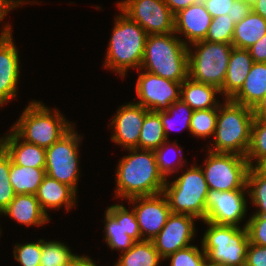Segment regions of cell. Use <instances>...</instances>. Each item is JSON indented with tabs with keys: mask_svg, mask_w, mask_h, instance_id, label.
Here are the masks:
<instances>
[{
	"mask_svg": "<svg viewBox=\"0 0 266 266\" xmlns=\"http://www.w3.org/2000/svg\"><path fill=\"white\" fill-rule=\"evenodd\" d=\"M77 256L64 243L42 239L40 266H72Z\"/></svg>",
	"mask_w": 266,
	"mask_h": 266,
	"instance_id": "obj_33",
	"label": "cell"
},
{
	"mask_svg": "<svg viewBox=\"0 0 266 266\" xmlns=\"http://www.w3.org/2000/svg\"><path fill=\"white\" fill-rule=\"evenodd\" d=\"M245 266H266V246L250 243Z\"/></svg>",
	"mask_w": 266,
	"mask_h": 266,
	"instance_id": "obj_43",
	"label": "cell"
},
{
	"mask_svg": "<svg viewBox=\"0 0 266 266\" xmlns=\"http://www.w3.org/2000/svg\"><path fill=\"white\" fill-rule=\"evenodd\" d=\"M94 260L89 256H80L78 255L74 260L72 266H97Z\"/></svg>",
	"mask_w": 266,
	"mask_h": 266,
	"instance_id": "obj_50",
	"label": "cell"
},
{
	"mask_svg": "<svg viewBox=\"0 0 266 266\" xmlns=\"http://www.w3.org/2000/svg\"><path fill=\"white\" fill-rule=\"evenodd\" d=\"M69 122L58 109L53 112L42 102L30 101L11 129L22 140L46 149L74 126Z\"/></svg>",
	"mask_w": 266,
	"mask_h": 266,
	"instance_id": "obj_5",
	"label": "cell"
},
{
	"mask_svg": "<svg viewBox=\"0 0 266 266\" xmlns=\"http://www.w3.org/2000/svg\"><path fill=\"white\" fill-rule=\"evenodd\" d=\"M196 217L188 214L171 213L166 224L151 241L159 256L164 260L177 250L191 246L195 237Z\"/></svg>",
	"mask_w": 266,
	"mask_h": 266,
	"instance_id": "obj_14",
	"label": "cell"
},
{
	"mask_svg": "<svg viewBox=\"0 0 266 266\" xmlns=\"http://www.w3.org/2000/svg\"><path fill=\"white\" fill-rule=\"evenodd\" d=\"M212 18L220 15H231L232 3L235 0H201Z\"/></svg>",
	"mask_w": 266,
	"mask_h": 266,
	"instance_id": "obj_42",
	"label": "cell"
},
{
	"mask_svg": "<svg viewBox=\"0 0 266 266\" xmlns=\"http://www.w3.org/2000/svg\"><path fill=\"white\" fill-rule=\"evenodd\" d=\"M254 61L248 49L233 47L227 66V73L220 94L231 99L242 87Z\"/></svg>",
	"mask_w": 266,
	"mask_h": 266,
	"instance_id": "obj_22",
	"label": "cell"
},
{
	"mask_svg": "<svg viewBox=\"0 0 266 266\" xmlns=\"http://www.w3.org/2000/svg\"><path fill=\"white\" fill-rule=\"evenodd\" d=\"M140 69L183 82L188 77V46L175 33L147 35Z\"/></svg>",
	"mask_w": 266,
	"mask_h": 266,
	"instance_id": "obj_2",
	"label": "cell"
},
{
	"mask_svg": "<svg viewBox=\"0 0 266 266\" xmlns=\"http://www.w3.org/2000/svg\"><path fill=\"white\" fill-rule=\"evenodd\" d=\"M0 146L16 165L32 168H45V148L22 140L12 129L5 137L0 138Z\"/></svg>",
	"mask_w": 266,
	"mask_h": 266,
	"instance_id": "obj_19",
	"label": "cell"
},
{
	"mask_svg": "<svg viewBox=\"0 0 266 266\" xmlns=\"http://www.w3.org/2000/svg\"><path fill=\"white\" fill-rule=\"evenodd\" d=\"M254 62L266 63V34L248 48Z\"/></svg>",
	"mask_w": 266,
	"mask_h": 266,
	"instance_id": "obj_45",
	"label": "cell"
},
{
	"mask_svg": "<svg viewBox=\"0 0 266 266\" xmlns=\"http://www.w3.org/2000/svg\"><path fill=\"white\" fill-rule=\"evenodd\" d=\"M204 160V173L208 189L232 191L247 189L249 163L246 157L232 153H217L208 150Z\"/></svg>",
	"mask_w": 266,
	"mask_h": 266,
	"instance_id": "obj_9",
	"label": "cell"
},
{
	"mask_svg": "<svg viewBox=\"0 0 266 266\" xmlns=\"http://www.w3.org/2000/svg\"><path fill=\"white\" fill-rule=\"evenodd\" d=\"M245 157L250 167H263L266 164V119H254L250 146Z\"/></svg>",
	"mask_w": 266,
	"mask_h": 266,
	"instance_id": "obj_32",
	"label": "cell"
},
{
	"mask_svg": "<svg viewBox=\"0 0 266 266\" xmlns=\"http://www.w3.org/2000/svg\"><path fill=\"white\" fill-rule=\"evenodd\" d=\"M117 7L147 35L174 33V14L165 0H122Z\"/></svg>",
	"mask_w": 266,
	"mask_h": 266,
	"instance_id": "obj_11",
	"label": "cell"
},
{
	"mask_svg": "<svg viewBox=\"0 0 266 266\" xmlns=\"http://www.w3.org/2000/svg\"><path fill=\"white\" fill-rule=\"evenodd\" d=\"M76 192L67 184L58 182L49 176H45L40 184L36 195L43 211L48 215L47 209H61L64 205L68 212L76 206Z\"/></svg>",
	"mask_w": 266,
	"mask_h": 266,
	"instance_id": "obj_20",
	"label": "cell"
},
{
	"mask_svg": "<svg viewBox=\"0 0 266 266\" xmlns=\"http://www.w3.org/2000/svg\"><path fill=\"white\" fill-rule=\"evenodd\" d=\"M182 82H175L149 72H139L136 81V103L152 112L167 111L171 104L180 100Z\"/></svg>",
	"mask_w": 266,
	"mask_h": 266,
	"instance_id": "obj_12",
	"label": "cell"
},
{
	"mask_svg": "<svg viewBox=\"0 0 266 266\" xmlns=\"http://www.w3.org/2000/svg\"><path fill=\"white\" fill-rule=\"evenodd\" d=\"M252 11V5L245 0H235L232 3L231 19L235 24L239 23L244 17L248 16Z\"/></svg>",
	"mask_w": 266,
	"mask_h": 266,
	"instance_id": "obj_44",
	"label": "cell"
},
{
	"mask_svg": "<svg viewBox=\"0 0 266 266\" xmlns=\"http://www.w3.org/2000/svg\"><path fill=\"white\" fill-rule=\"evenodd\" d=\"M253 121L252 108L225 99L224 104L218 107L214 142L209 151L245 157L250 146Z\"/></svg>",
	"mask_w": 266,
	"mask_h": 266,
	"instance_id": "obj_4",
	"label": "cell"
},
{
	"mask_svg": "<svg viewBox=\"0 0 266 266\" xmlns=\"http://www.w3.org/2000/svg\"><path fill=\"white\" fill-rule=\"evenodd\" d=\"M119 14L115 18L103 65L124 78L128 69L140 70L147 33L125 13L121 11Z\"/></svg>",
	"mask_w": 266,
	"mask_h": 266,
	"instance_id": "obj_3",
	"label": "cell"
},
{
	"mask_svg": "<svg viewBox=\"0 0 266 266\" xmlns=\"http://www.w3.org/2000/svg\"><path fill=\"white\" fill-rule=\"evenodd\" d=\"M245 1H247L250 5H252L257 0H245Z\"/></svg>",
	"mask_w": 266,
	"mask_h": 266,
	"instance_id": "obj_51",
	"label": "cell"
},
{
	"mask_svg": "<svg viewBox=\"0 0 266 266\" xmlns=\"http://www.w3.org/2000/svg\"><path fill=\"white\" fill-rule=\"evenodd\" d=\"M252 11L266 20V0H257L252 4Z\"/></svg>",
	"mask_w": 266,
	"mask_h": 266,
	"instance_id": "obj_49",
	"label": "cell"
},
{
	"mask_svg": "<svg viewBox=\"0 0 266 266\" xmlns=\"http://www.w3.org/2000/svg\"><path fill=\"white\" fill-rule=\"evenodd\" d=\"M246 194H248V189L222 192L209 189L206 197V215L204 221L239 226L238 224L247 215Z\"/></svg>",
	"mask_w": 266,
	"mask_h": 266,
	"instance_id": "obj_13",
	"label": "cell"
},
{
	"mask_svg": "<svg viewBox=\"0 0 266 266\" xmlns=\"http://www.w3.org/2000/svg\"><path fill=\"white\" fill-rule=\"evenodd\" d=\"M208 225L201 246L210 266H245L250 244L246 227L216 224Z\"/></svg>",
	"mask_w": 266,
	"mask_h": 266,
	"instance_id": "obj_6",
	"label": "cell"
},
{
	"mask_svg": "<svg viewBox=\"0 0 266 266\" xmlns=\"http://www.w3.org/2000/svg\"><path fill=\"white\" fill-rule=\"evenodd\" d=\"M116 168L115 196L124 199L163 193L166 179L158 170L155 152L128 149Z\"/></svg>",
	"mask_w": 266,
	"mask_h": 266,
	"instance_id": "obj_1",
	"label": "cell"
},
{
	"mask_svg": "<svg viewBox=\"0 0 266 266\" xmlns=\"http://www.w3.org/2000/svg\"><path fill=\"white\" fill-rule=\"evenodd\" d=\"M25 0H0V22L4 20V17L10 10L23 6Z\"/></svg>",
	"mask_w": 266,
	"mask_h": 266,
	"instance_id": "obj_47",
	"label": "cell"
},
{
	"mask_svg": "<svg viewBox=\"0 0 266 266\" xmlns=\"http://www.w3.org/2000/svg\"><path fill=\"white\" fill-rule=\"evenodd\" d=\"M266 94V63L254 62L241 89L231 101L253 108Z\"/></svg>",
	"mask_w": 266,
	"mask_h": 266,
	"instance_id": "obj_23",
	"label": "cell"
},
{
	"mask_svg": "<svg viewBox=\"0 0 266 266\" xmlns=\"http://www.w3.org/2000/svg\"><path fill=\"white\" fill-rule=\"evenodd\" d=\"M212 17L201 2L192 4L174 15V33L185 36L187 46L204 40Z\"/></svg>",
	"mask_w": 266,
	"mask_h": 266,
	"instance_id": "obj_18",
	"label": "cell"
},
{
	"mask_svg": "<svg viewBox=\"0 0 266 266\" xmlns=\"http://www.w3.org/2000/svg\"><path fill=\"white\" fill-rule=\"evenodd\" d=\"M254 119H266V94L252 108Z\"/></svg>",
	"mask_w": 266,
	"mask_h": 266,
	"instance_id": "obj_48",
	"label": "cell"
},
{
	"mask_svg": "<svg viewBox=\"0 0 266 266\" xmlns=\"http://www.w3.org/2000/svg\"><path fill=\"white\" fill-rule=\"evenodd\" d=\"M45 176V168L20 166L11 160L9 180L16 195L36 194Z\"/></svg>",
	"mask_w": 266,
	"mask_h": 266,
	"instance_id": "obj_27",
	"label": "cell"
},
{
	"mask_svg": "<svg viewBox=\"0 0 266 266\" xmlns=\"http://www.w3.org/2000/svg\"><path fill=\"white\" fill-rule=\"evenodd\" d=\"M128 201V203L134 204L132 209L136 215L142 240L151 241L162 230L171 214L167 198L160 193L135 197Z\"/></svg>",
	"mask_w": 266,
	"mask_h": 266,
	"instance_id": "obj_15",
	"label": "cell"
},
{
	"mask_svg": "<svg viewBox=\"0 0 266 266\" xmlns=\"http://www.w3.org/2000/svg\"><path fill=\"white\" fill-rule=\"evenodd\" d=\"M11 158L0 146V213L4 211L15 198V192L9 180Z\"/></svg>",
	"mask_w": 266,
	"mask_h": 266,
	"instance_id": "obj_37",
	"label": "cell"
},
{
	"mask_svg": "<svg viewBox=\"0 0 266 266\" xmlns=\"http://www.w3.org/2000/svg\"><path fill=\"white\" fill-rule=\"evenodd\" d=\"M148 112L136 102L121 105L111 121V126L109 125L114 128L111 140L127 151L128 149H138L141 127Z\"/></svg>",
	"mask_w": 266,
	"mask_h": 266,
	"instance_id": "obj_17",
	"label": "cell"
},
{
	"mask_svg": "<svg viewBox=\"0 0 266 266\" xmlns=\"http://www.w3.org/2000/svg\"><path fill=\"white\" fill-rule=\"evenodd\" d=\"M167 138L161 121V112L149 111L140 131L138 149L155 151Z\"/></svg>",
	"mask_w": 266,
	"mask_h": 266,
	"instance_id": "obj_29",
	"label": "cell"
},
{
	"mask_svg": "<svg viewBox=\"0 0 266 266\" xmlns=\"http://www.w3.org/2000/svg\"><path fill=\"white\" fill-rule=\"evenodd\" d=\"M201 250V251H200ZM170 260V266H207V256L202 249L196 245L177 250L164 260Z\"/></svg>",
	"mask_w": 266,
	"mask_h": 266,
	"instance_id": "obj_38",
	"label": "cell"
},
{
	"mask_svg": "<svg viewBox=\"0 0 266 266\" xmlns=\"http://www.w3.org/2000/svg\"><path fill=\"white\" fill-rule=\"evenodd\" d=\"M26 226H41L50 221L35 194H17L9 206L0 213Z\"/></svg>",
	"mask_w": 266,
	"mask_h": 266,
	"instance_id": "obj_21",
	"label": "cell"
},
{
	"mask_svg": "<svg viewBox=\"0 0 266 266\" xmlns=\"http://www.w3.org/2000/svg\"><path fill=\"white\" fill-rule=\"evenodd\" d=\"M193 111L194 110L181 99L171 104L167 111H161V121L167 140L169 131H171L172 129L178 131L187 128V130H189L190 132V120Z\"/></svg>",
	"mask_w": 266,
	"mask_h": 266,
	"instance_id": "obj_31",
	"label": "cell"
},
{
	"mask_svg": "<svg viewBox=\"0 0 266 266\" xmlns=\"http://www.w3.org/2000/svg\"><path fill=\"white\" fill-rule=\"evenodd\" d=\"M266 34V20L259 14L251 13L235 24L232 45L248 49Z\"/></svg>",
	"mask_w": 266,
	"mask_h": 266,
	"instance_id": "obj_26",
	"label": "cell"
},
{
	"mask_svg": "<svg viewBox=\"0 0 266 266\" xmlns=\"http://www.w3.org/2000/svg\"><path fill=\"white\" fill-rule=\"evenodd\" d=\"M11 31L6 24L0 34V107L16 97L20 80L19 51Z\"/></svg>",
	"mask_w": 266,
	"mask_h": 266,
	"instance_id": "obj_16",
	"label": "cell"
},
{
	"mask_svg": "<svg viewBox=\"0 0 266 266\" xmlns=\"http://www.w3.org/2000/svg\"><path fill=\"white\" fill-rule=\"evenodd\" d=\"M176 141L177 140H175L174 143L170 144L169 141L167 140L159 148H157L154 151L156 155L158 170L165 179H167V177H169L170 174L177 173L180 170L178 169V167L180 168L184 166L183 165L184 159H183V154H182L183 151L180 145L176 143ZM171 149H174V151L177 150V152H179V155H177L178 156L177 160L175 159L176 161L169 158L171 155H170V152L168 151H170Z\"/></svg>",
	"mask_w": 266,
	"mask_h": 266,
	"instance_id": "obj_35",
	"label": "cell"
},
{
	"mask_svg": "<svg viewBox=\"0 0 266 266\" xmlns=\"http://www.w3.org/2000/svg\"><path fill=\"white\" fill-rule=\"evenodd\" d=\"M195 52L188 46V77L196 82L222 88L232 44L209 42L206 40L192 43Z\"/></svg>",
	"mask_w": 266,
	"mask_h": 266,
	"instance_id": "obj_8",
	"label": "cell"
},
{
	"mask_svg": "<svg viewBox=\"0 0 266 266\" xmlns=\"http://www.w3.org/2000/svg\"><path fill=\"white\" fill-rule=\"evenodd\" d=\"M234 27L235 23L228 14L212 18L204 40L232 44Z\"/></svg>",
	"mask_w": 266,
	"mask_h": 266,
	"instance_id": "obj_36",
	"label": "cell"
},
{
	"mask_svg": "<svg viewBox=\"0 0 266 266\" xmlns=\"http://www.w3.org/2000/svg\"><path fill=\"white\" fill-rule=\"evenodd\" d=\"M220 90L209 84L196 82L187 77L181 85L180 99L187 103L194 111L218 108L221 104L216 95Z\"/></svg>",
	"mask_w": 266,
	"mask_h": 266,
	"instance_id": "obj_25",
	"label": "cell"
},
{
	"mask_svg": "<svg viewBox=\"0 0 266 266\" xmlns=\"http://www.w3.org/2000/svg\"><path fill=\"white\" fill-rule=\"evenodd\" d=\"M120 255L114 266H159L162 261L150 240L136 241L129 250Z\"/></svg>",
	"mask_w": 266,
	"mask_h": 266,
	"instance_id": "obj_28",
	"label": "cell"
},
{
	"mask_svg": "<svg viewBox=\"0 0 266 266\" xmlns=\"http://www.w3.org/2000/svg\"><path fill=\"white\" fill-rule=\"evenodd\" d=\"M243 227L247 228L250 243L266 246V216L252 215Z\"/></svg>",
	"mask_w": 266,
	"mask_h": 266,
	"instance_id": "obj_40",
	"label": "cell"
},
{
	"mask_svg": "<svg viewBox=\"0 0 266 266\" xmlns=\"http://www.w3.org/2000/svg\"><path fill=\"white\" fill-rule=\"evenodd\" d=\"M123 228L125 233L129 235L135 242L141 241L142 236L139 230L138 222L136 220V215L131 208V211L123 206Z\"/></svg>",
	"mask_w": 266,
	"mask_h": 266,
	"instance_id": "obj_41",
	"label": "cell"
},
{
	"mask_svg": "<svg viewBox=\"0 0 266 266\" xmlns=\"http://www.w3.org/2000/svg\"><path fill=\"white\" fill-rule=\"evenodd\" d=\"M208 190L201 166L192 164L173 182L166 179L163 194L171 213L188 214L204 221Z\"/></svg>",
	"mask_w": 266,
	"mask_h": 266,
	"instance_id": "obj_7",
	"label": "cell"
},
{
	"mask_svg": "<svg viewBox=\"0 0 266 266\" xmlns=\"http://www.w3.org/2000/svg\"><path fill=\"white\" fill-rule=\"evenodd\" d=\"M104 239L112 250H121V253L129 250L134 240L125 233L123 228V205L113 204L105 211Z\"/></svg>",
	"mask_w": 266,
	"mask_h": 266,
	"instance_id": "obj_24",
	"label": "cell"
},
{
	"mask_svg": "<svg viewBox=\"0 0 266 266\" xmlns=\"http://www.w3.org/2000/svg\"><path fill=\"white\" fill-rule=\"evenodd\" d=\"M247 189L251 203L258 207L253 215L266 216V169L249 167L247 173Z\"/></svg>",
	"mask_w": 266,
	"mask_h": 266,
	"instance_id": "obj_30",
	"label": "cell"
},
{
	"mask_svg": "<svg viewBox=\"0 0 266 266\" xmlns=\"http://www.w3.org/2000/svg\"><path fill=\"white\" fill-rule=\"evenodd\" d=\"M42 239L37 242L15 244L13 255L21 266H40Z\"/></svg>",
	"mask_w": 266,
	"mask_h": 266,
	"instance_id": "obj_39",
	"label": "cell"
},
{
	"mask_svg": "<svg viewBox=\"0 0 266 266\" xmlns=\"http://www.w3.org/2000/svg\"><path fill=\"white\" fill-rule=\"evenodd\" d=\"M218 108L193 111L190 120V133L197 138L214 136Z\"/></svg>",
	"mask_w": 266,
	"mask_h": 266,
	"instance_id": "obj_34",
	"label": "cell"
},
{
	"mask_svg": "<svg viewBox=\"0 0 266 266\" xmlns=\"http://www.w3.org/2000/svg\"><path fill=\"white\" fill-rule=\"evenodd\" d=\"M199 2H201V0H165V3L174 15L180 10Z\"/></svg>",
	"mask_w": 266,
	"mask_h": 266,
	"instance_id": "obj_46",
	"label": "cell"
},
{
	"mask_svg": "<svg viewBox=\"0 0 266 266\" xmlns=\"http://www.w3.org/2000/svg\"><path fill=\"white\" fill-rule=\"evenodd\" d=\"M74 126L58 141L46 148V175L72 187L77 192L80 135Z\"/></svg>",
	"mask_w": 266,
	"mask_h": 266,
	"instance_id": "obj_10",
	"label": "cell"
}]
</instances>
